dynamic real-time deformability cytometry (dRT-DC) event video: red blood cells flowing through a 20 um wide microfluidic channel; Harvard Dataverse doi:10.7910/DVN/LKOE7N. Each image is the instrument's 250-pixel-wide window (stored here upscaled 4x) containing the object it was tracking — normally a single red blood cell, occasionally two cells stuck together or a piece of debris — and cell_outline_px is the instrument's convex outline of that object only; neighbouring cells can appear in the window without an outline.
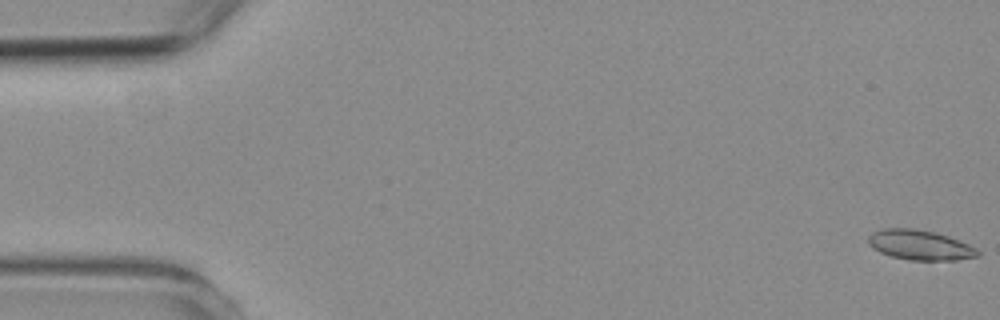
{"species": "common noctule bat (a hibernating species)", "species_latin": "Nyctalus noctula", "temperature_condition": "room temperature", "stored_images_in_passage": 12, "camera_frame_rate_fps": 3000, "um_per_image_px": 0.085, "animal": {"sex": "female", "body_mass_g": 19.3, "forearm_length_mm": 54.1}, "frame": {"image": 1, "passage_image": 1, "time_ms": 0.0, "image_size_px": [1000, 320], "cell_outline_px": [[980, 256], [956, 260], [908, 260], [892, 256], [880, 252], [872, 248], [868, 244], [868, 236], [872, 232], [880, 228], [916, 228], [936, 232], [948, 236], [968, 244], [976, 248], [980, 252]], "centroid_in_image_um": [78.18, 20.82], "position_along_channel_um": 6.8, "area_um2": 19.31}}